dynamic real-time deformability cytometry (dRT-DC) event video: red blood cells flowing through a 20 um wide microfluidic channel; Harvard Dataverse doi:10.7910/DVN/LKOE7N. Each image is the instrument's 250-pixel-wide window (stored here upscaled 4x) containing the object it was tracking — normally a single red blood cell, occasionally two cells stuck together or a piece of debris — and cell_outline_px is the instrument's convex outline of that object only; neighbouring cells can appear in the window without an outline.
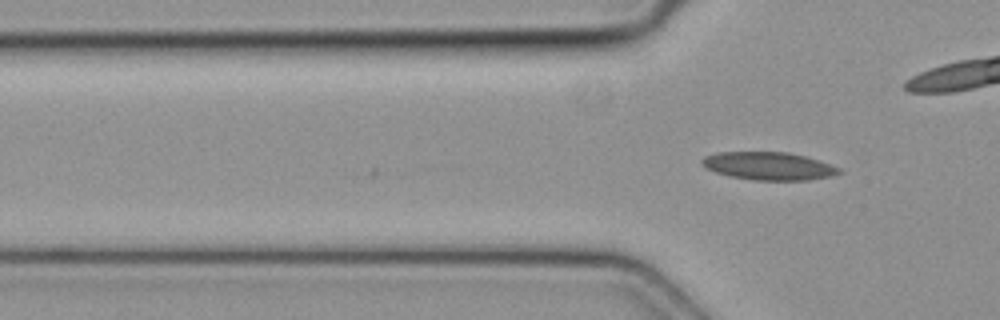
{"species": "common noctule bat (a hibernating species)", "species_latin": "Nyctalus noctula", "temperature_condition": "cold", "stored_images_in_passage": 3, "camera_frame_rate_fps": 3000, "um_per_image_px": 0.085, "animal": {"sex": "female", "body_mass_g": 19.3, "forearm_length_mm": 54.1}, "frame": {"image": 1, "passage_image": 3, "time_ms": 0.667, "image_size_px": [1000, 320], "cell_outline_px": [[844, 172], [832, 176], [808, 180], [752, 180], [728, 176], [704, 168], [700, 164], [700, 160], [704, 156], [716, 152], [788, 152], [804, 156], [840, 168]], "centroid_in_image_um": [65.28, 14.11], "position_along_channel_um": 60.5, "area_um2": 22.43}}